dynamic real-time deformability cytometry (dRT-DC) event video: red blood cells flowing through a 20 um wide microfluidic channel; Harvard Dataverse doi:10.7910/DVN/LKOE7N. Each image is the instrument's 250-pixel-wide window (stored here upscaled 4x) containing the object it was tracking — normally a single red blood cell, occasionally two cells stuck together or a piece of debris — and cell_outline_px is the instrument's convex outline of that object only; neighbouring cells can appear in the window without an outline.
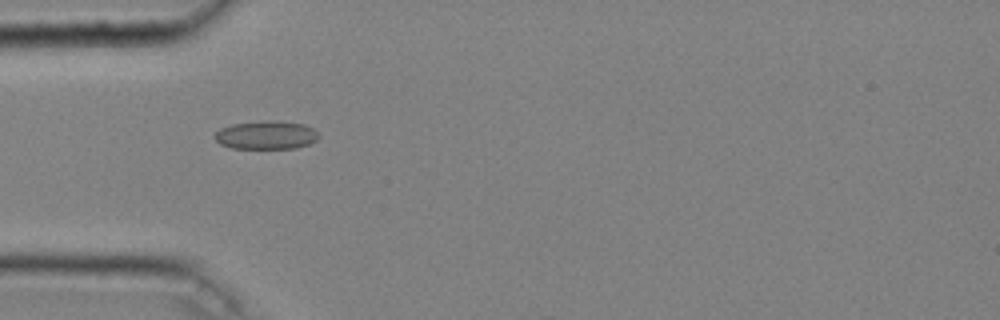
{"species": "common noctule bat (a hibernating species)", "species_latin": "Nyctalus noctula", "temperature_condition": "cold", "stored_images_in_passage": 19, "segment_of_instrument_passage": [1, 2], "camera_frame_rate_fps": 3000, "um_per_image_px": 0.085, "animal": {"sex": "male", "body_mass_g": 20.4}, "frame": {"image": 1, "passage_image": 16, "time_ms": 5.0, "image_size_px": [1000, 320], "cell_outline_px": [[320, 136], [316, 140], [308, 144], [296, 148], [232, 148], [220, 144], [212, 136], [220, 128], [232, 124], [304, 124], [312, 128]], "centroid_in_image_um": [22.58, 11.55], "position_along_channel_um": 62.4, "area_um2": 16.07}}